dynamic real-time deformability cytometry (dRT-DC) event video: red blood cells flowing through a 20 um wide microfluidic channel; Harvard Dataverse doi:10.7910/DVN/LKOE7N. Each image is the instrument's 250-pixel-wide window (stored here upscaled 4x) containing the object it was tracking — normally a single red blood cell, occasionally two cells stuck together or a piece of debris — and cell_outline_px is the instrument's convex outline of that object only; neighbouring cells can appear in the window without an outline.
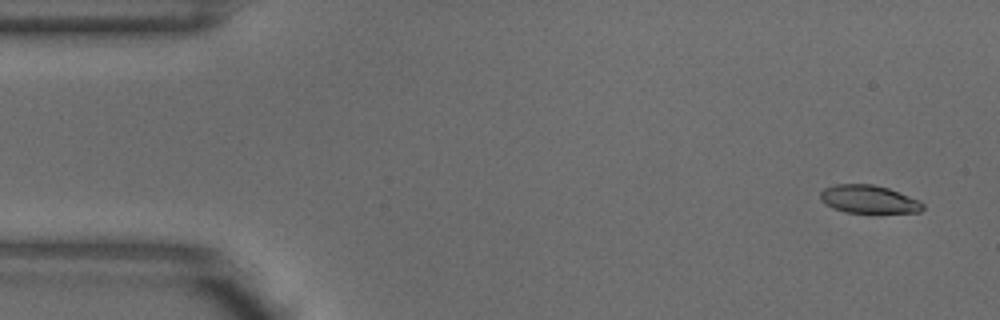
{"species": "common noctule bat (a hibernating species)", "species_latin": "Nyctalus noctula", "temperature_condition": "warm", "stored_images_in_passage": 3, "camera_frame_rate_fps": 3000, "um_per_image_px": 0.085, "animal": {"sex": "male", "body_mass_g": 18.8}, "frame": {"image": 1, "passage_image": 1, "time_ms": 0.0, "image_size_px": [1000, 320], "cell_outline_px": [[924, 208], [920, 212], [844, 212], [832, 208], [820, 200], [820, 192], [824, 188], [836, 184], [872, 184], [888, 188], [920, 200], [924, 204]], "centroid_in_image_um": [73.83, 16.93], "position_along_channel_um": 11.2, "area_um2": 16.7}}